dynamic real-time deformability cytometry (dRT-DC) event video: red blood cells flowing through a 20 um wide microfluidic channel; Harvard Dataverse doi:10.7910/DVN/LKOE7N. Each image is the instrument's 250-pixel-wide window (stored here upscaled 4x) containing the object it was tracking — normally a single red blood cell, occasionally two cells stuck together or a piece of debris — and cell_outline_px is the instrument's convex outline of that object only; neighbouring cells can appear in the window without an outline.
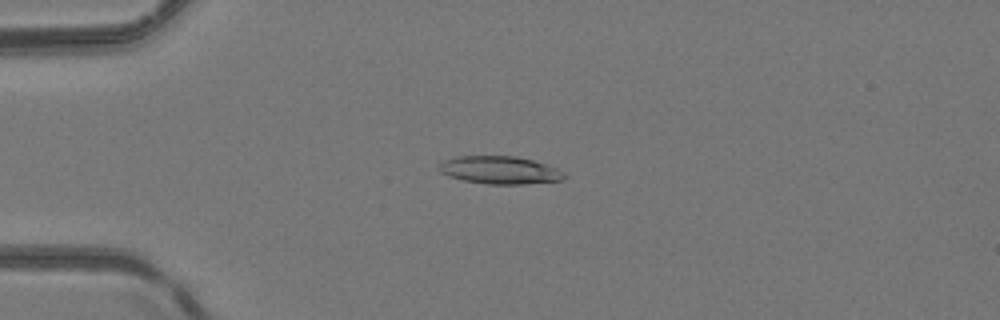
{"species": "common noctule bat (a hibernating species)", "species_latin": "Nyctalus noctula", "temperature_condition": "room temperature", "stored_images_in_passage": 51, "camera_frame_rate_fps": 3000, "um_per_image_px": 0.085, "animal": {"sex": "female", "body_mass_g": 24.6, "forearm_length_mm": 56.2}, "frame": {"image": 1, "passage_image": 14, "time_ms": 4.333, "image_size_px": [1000, 320], "cell_outline_px": [[568, 176], [564, 180], [524, 184], [488, 184], [464, 180], [448, 176], [440, 172], [440, 164], [444, 160], [456, 156], [516, 156], [548, 164], [564, 172]], "centroid_in_image_um": [42.53, 14.46], "position_along_channel_um": 42.5, "area_um2": 20.35}}
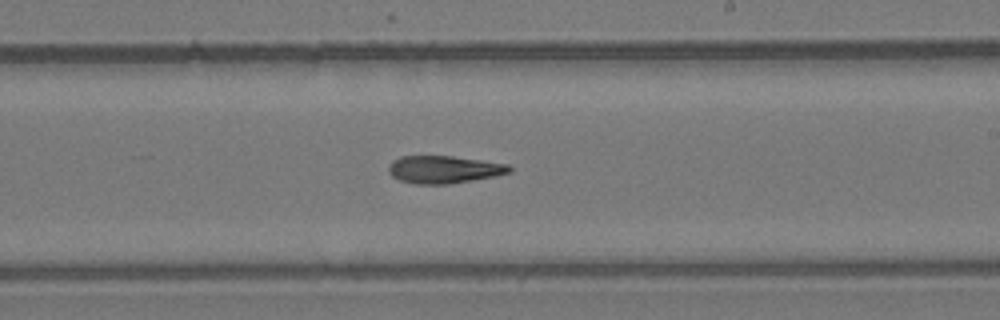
{"frame": {"image": 2, "passage_image": 31, "time_ms": 10.0, "image_size_px": [1000, 320], "cell_outline_px": [[512, 172], [496, 176], [448, 184], [416, 184], [400, 180], [392, 176], [388, 172], [388, 168], [392, 160], [400, 156], [452, 156], [508, 164], [512, 168]], "centroid_in_image_um": [37.73, 14.4], "position_along_channel_um": 251.3, "area_um2": 19.42}}
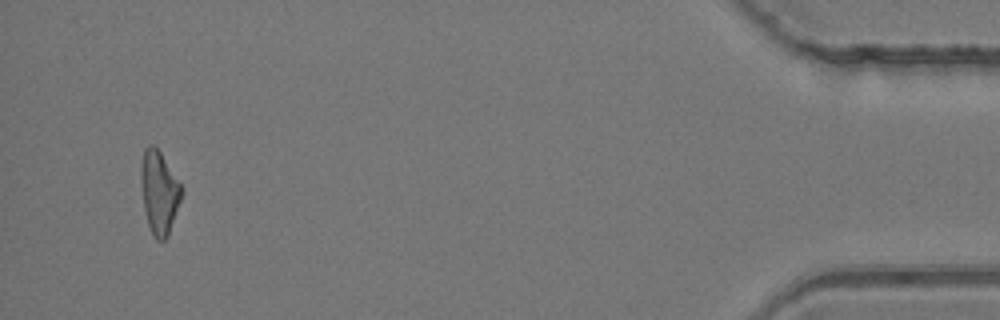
{"frame": {"image": 3, "passage_image": 49, "time_ms": 16.0, "image_size_px": [1000, 320], "cell_outline_px": [[184, 192], [168, 236], [164, 240], [156, 240], [148, 224], [144, 208], [140, 176], [140, 164], [144, 148], [148, 144], [156, 144], [184, 188]], "centroid_in_image_um": [13.55, 16.28], "position_along_channel_um": 421.7, "area_um2": 20.06}}